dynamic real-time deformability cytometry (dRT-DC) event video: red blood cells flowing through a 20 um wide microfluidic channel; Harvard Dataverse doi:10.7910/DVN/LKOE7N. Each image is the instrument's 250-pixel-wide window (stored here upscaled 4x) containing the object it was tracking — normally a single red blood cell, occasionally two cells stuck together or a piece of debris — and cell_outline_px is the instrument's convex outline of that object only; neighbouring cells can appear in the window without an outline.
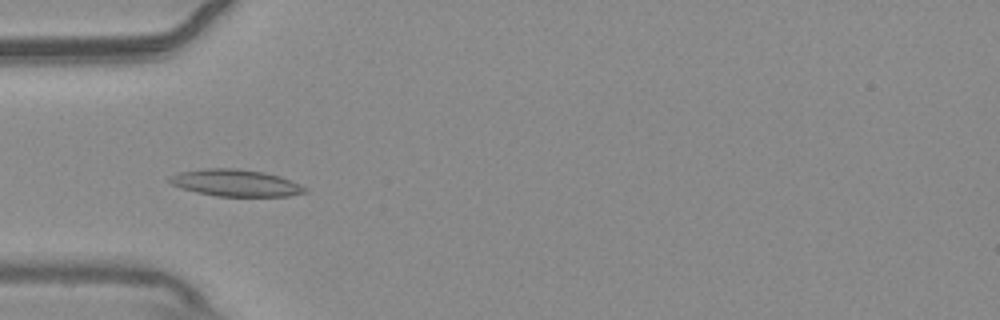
{"species": "common noctule bat (a hibernating species)", "species_latin": "Nyctalus noctula", "temperature_condition": "warm", "stored_images_in_passage": 38, "camera_frame_rate_fps": 3000, "um_per_image_px": 0.085, "animal": {"sex": "male", "body_mass_g": 20.4}, "frame": {"image": 1, "passage_image": 1, "time_ms": 0.0, "image_size_px": [1000, 320], "cell_outline_px": [[308, 192], [288, 196], [216, 196], [196, 192], [172, 184], [164, 180], [168, 176], [180, 172], [204, 168], [236, 168], [264, 172], [280, 176], [300, 184], [308, 188]], "centroid_in_image_um": [20.02, 15.54], "position_along_channel_um": 65.0, "area_um2": 21.33}}
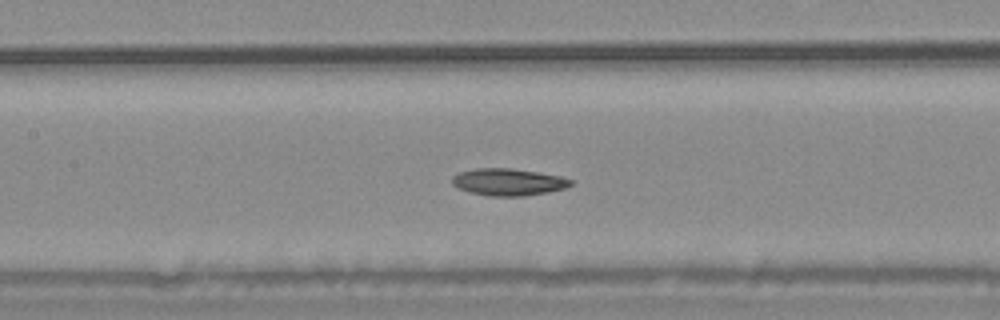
{"frame": {"image": 2, "passage_image": 9, "time_ms": 2.667, "image_size_px": [1000, 320], "cell_outline_px": [[572, 184], [568, 188], [548, 192], [524, 196], [488, 196], [468, 192], [452, 184], [452, 176], [460, 172], [476, 168], [512, 168], [560, 176], [572, 180]], "centroid_in_image_um": [43.21, 15.48], "position_along_channel_um": 164.2, "area_um2": 18.73}}
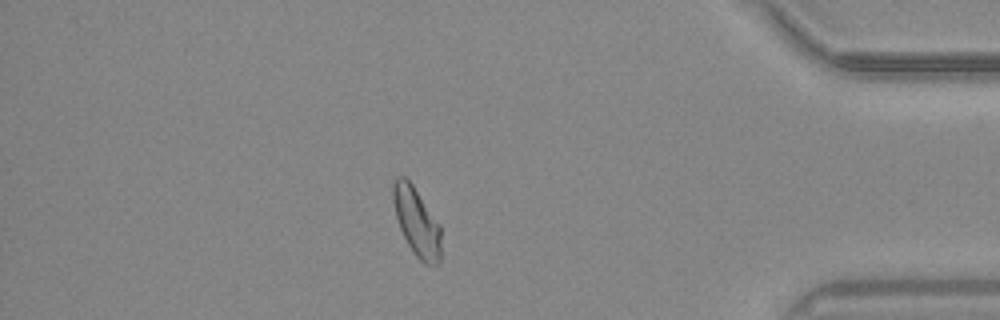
{"frame": {"image": 3, "passage_image": 31, "time_ms": 10.0, "image_size_px": [1000, 320], "cell_outline_px": [[440, 260], [436, 264], [424, 264], [412, 252], [400, 228], [396, 216], [392, 200], [392, 184], [396, 176], [404, 176], [412, 184], [440, 224]], "centroid_in_image_um": [35.4, 18.83], "position_along_channel_um": 399.8, "area_um2": 19.02}}